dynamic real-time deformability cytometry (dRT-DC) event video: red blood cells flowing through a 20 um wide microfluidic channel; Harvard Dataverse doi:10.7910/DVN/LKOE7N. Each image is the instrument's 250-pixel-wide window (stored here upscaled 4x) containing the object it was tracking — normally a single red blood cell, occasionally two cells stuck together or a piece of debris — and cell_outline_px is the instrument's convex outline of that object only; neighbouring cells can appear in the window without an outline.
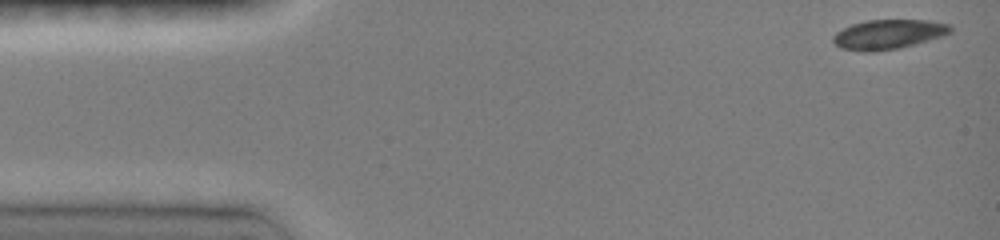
{"species": "common noctule bat (a hibernating species)", "species_latin": "Nyctalus noctula", "temperature_condition": "room temperature", "stored_images_in_passage": 42, "camera_frame_rate_fps": 3000, "um_per_image_px": 0.085, "animal": {"sex": "female", "body_mass_g": 19.0, "forearm_length_mm": 51.5}, "frame": {"image": 1, "passage_image": 1, "time_ms": 0.0, "image_size_px": [1000, 240], "cell_outline_px": [[952, 32], [944, 36], [900, 48], [872, 52], [864, 52], [840, 48], [832, 40], [832, 36], [836, 32], [852, 24], [868, 20], [928, 20], [952, 24]], "centroid_in_image_um": [75.54, 2.92], "position_along_channel_um": 9.5, "area_um2": 20.4}}
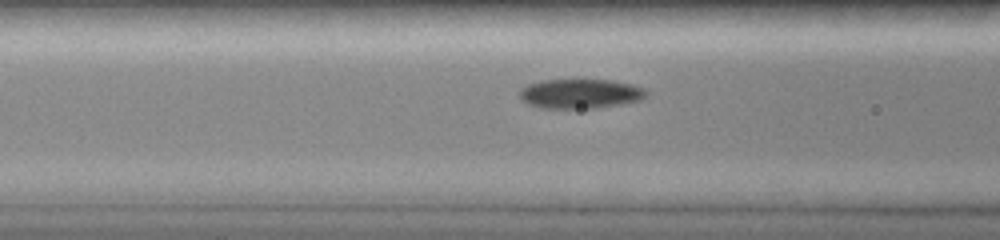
{"frame": {"image": 2, "passage_image": 17, "time_ms": 5.333, "image_size_px": [1000, 240], "cell_outline_px": [[648, 92], [640, 100], [620, 104], [596, 108], [540, 108], [528, 104], [520, 100], [520, 88], [528, 84], [544, 80], [576, 76], [612, 80], [632, 84], [644, 88]], "centroid_in_image_um": [49.29, 7.91], "position_along_channel_um": 117.3, "area_um2": 22.77}}
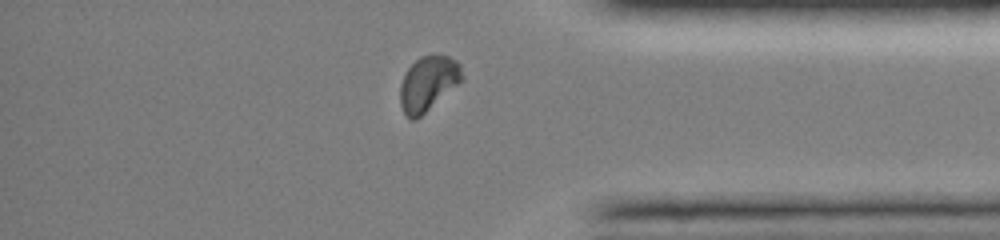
{"frame": {"image": 3, "passage_image": 38, "time_ms": 12.333, "image_size_px": [1000, 240], "cell_outline_px": [[464, 80], [416, 120], [412, 120], [404, 112], [400, 104], [400, 84], [404, 72], [420, 56], [436, 52], [448, 56], [456, 60], [460, 64], [464, 76]], "centroid_in_image_um": [36.41, 7.05], "position_along_channel_um": 398.8, "area_um2": 20.23}, "authors_computed_cell_mechanics": {"area_um2": 20.9525, "velocity_mm_per_s": 4.1035, "shape_relaxation_time_tau1_ms": 3.429, "shape_relaxation_time_tau2_ms": 1.6419, "deformation_change_tau1": 0.1371, "deformation_change_tau2": 0.0273}}